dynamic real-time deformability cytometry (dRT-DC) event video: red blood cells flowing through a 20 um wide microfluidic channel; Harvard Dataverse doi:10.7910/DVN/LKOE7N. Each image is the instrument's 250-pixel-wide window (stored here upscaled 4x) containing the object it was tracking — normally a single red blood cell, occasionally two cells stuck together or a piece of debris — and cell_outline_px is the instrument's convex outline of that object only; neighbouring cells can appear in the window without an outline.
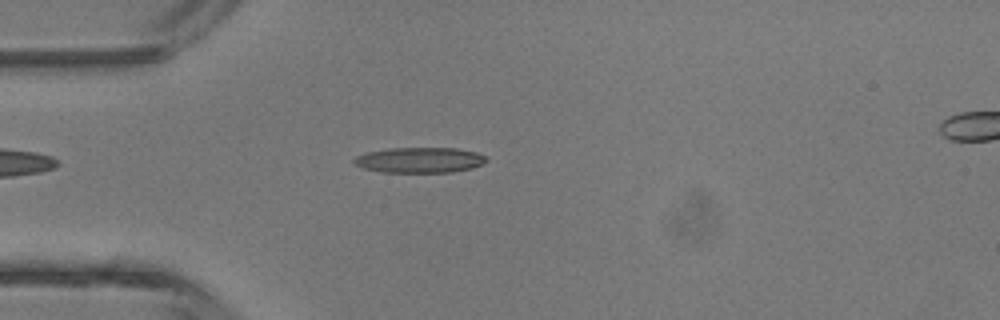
{"species": "common noctule bat (a hibernating species)", "species_latin": "Nyctalus noctula", "temperature_condition": "room temperature", "stored_images_in_passage": 4, "camera_frame_rate_fps": 3000, "um_per_image_px": 0.085, "animal": {"sex": "male", "body_mass_g": 13.3}, "frame": {"image": 1, "passage_image": 3, "time_ms": 2.333, "image_size_px": [1000, 320], "cell_outline_px": [[488, 160], [472, 168], [452, 172], [380, 172], [364, 168], [352, 164], [352, 160], [356, 156], [368, 152], [388, 148], [456, 148], [476, 152], [484, 156]], "centroid_in_image_um": [35.63, 13.6], "position_along_channel_um": 49.4, "area_um2": 19.59}}